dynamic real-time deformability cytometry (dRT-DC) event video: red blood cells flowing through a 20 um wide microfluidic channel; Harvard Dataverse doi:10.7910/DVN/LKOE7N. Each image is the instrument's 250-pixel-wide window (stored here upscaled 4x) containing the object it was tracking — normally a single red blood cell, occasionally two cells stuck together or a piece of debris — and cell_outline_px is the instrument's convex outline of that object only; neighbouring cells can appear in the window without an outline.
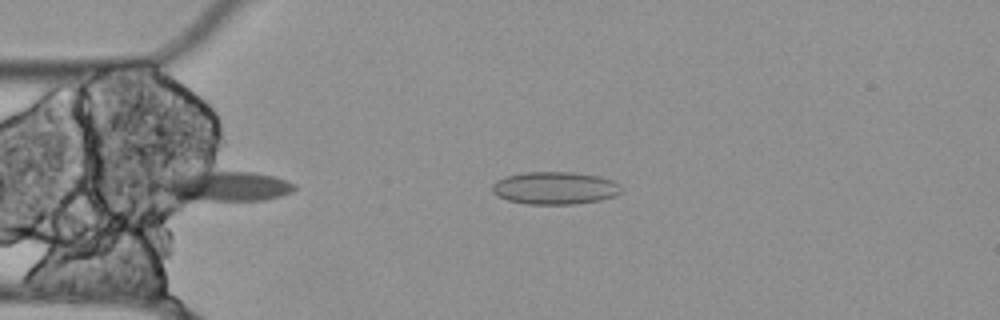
{"species": "Egyptian fruit bat (a non-hibernating species)", "species_latin": "Rousettus aegyptiacus", "temperature_condition": "cold", "stored_images_in_passage": 12, "camera_frame_rate_fps": 3000, "um_per_image_px": 0.085, "animal": {"sex": "female"}, "frame": {"image": 1, "passage_image": 12, "time_ms": 3.667, "image_size_px": [1000, 320], "cell_outline_px": [[624, 188], [620, 192], [612, 196], [600, 200], [572, 204], [528, 204], [508, 200], [492, 192], [492, 184], [496, 180], [508, 176], [524, 172], [572, 172], [600, 176], [612, 180], [620, 184]], "centroid_in_image_um": [47.18, 15.97], "position_along_channel_um": 37.8, "area_um2": 24.45}}